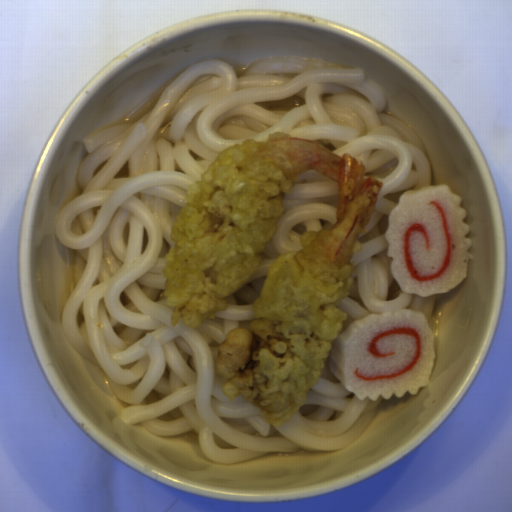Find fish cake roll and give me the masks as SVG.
<instances>
[{
  "label": "fish cake roll",
  "instance_id": "fish-cake-roll-1",
  "mask_svg": "<svg viewBox=\"0 0 512 512\" xmlns=\"http://www.w3.org/2000/svg\"><path fill=\"white\" fill-rule=\"evenodd\" d=\"M463 197L447 184L411 188L388 215L385 237L390 270L403 292L434 297L464 281L471 227Z\"/></svg>",
  "mask_w": 512,
  "mask_h": 512
},
{
  "label": "fish cake roll",
  "instance_id": "fish-cake-roll-2",
  "mask_svg": "<svg viewBox=\"0 0 512 512\" xmlns=\"http://www.w3.org/2000/svg\"><path fill=\"white\" fill-rule=\"evenodd\" d=\"M434 331L422 312L369 314L337 335L330 372L358 399L416 395L434 372Z\"/></svg>",
  "mask_w": 512,
  "mask_h": 512
}]
</instances>
